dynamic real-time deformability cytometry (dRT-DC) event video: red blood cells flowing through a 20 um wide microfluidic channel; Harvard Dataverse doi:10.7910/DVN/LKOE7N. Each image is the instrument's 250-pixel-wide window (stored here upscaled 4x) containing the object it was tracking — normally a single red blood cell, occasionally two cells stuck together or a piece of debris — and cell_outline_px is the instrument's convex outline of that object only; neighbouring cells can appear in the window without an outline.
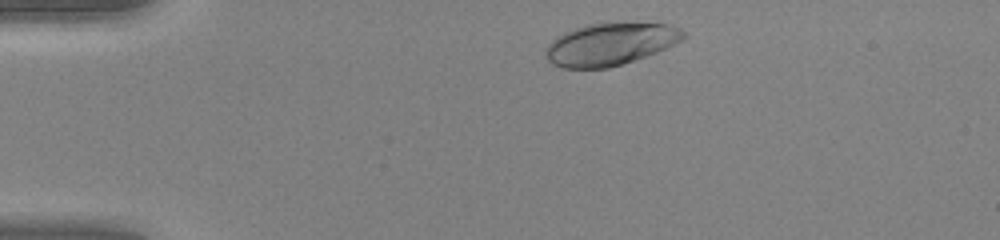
{"species": "human", "species_latin": "Homo sapiens", "temperature_condition": "warm", "stored_images_in_passage": 35, "camera_frame_rate_fps": 3000, "um_per_image_px": 0.085, "donor": {"sex": "female"}, "frame": {"image": 1, "passage_image": 2, "time_ms": 0.333, "image_size_px": [1000, 240], "cell_outline_px": [[688, 36], [656, 52], [608, 68], [564, 68], [552, 64], [544, 56], [544, 48], [556, 36], [564, 32], [588, 24], [608, 20], [668, 24], [680, 28]], "centroid_in_image_um": [51.83, 3.7], "position_along_channel_um": 33.2, "area_um2": 34.51}}
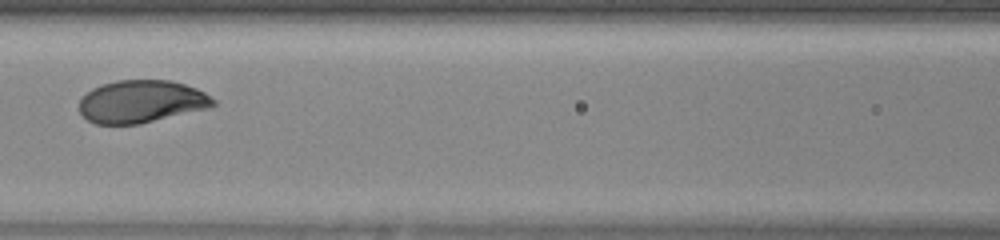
{"frame": {"image": 2, "passage_image": 15, "time_ms": 4.667, "image_size_px": [1000, 240], "cell_outline_px": [[216, 104], [208, 108], [140, 124], [96, 124], [88, 120], [80, 112], [80, 100], [92, 88], [100, 84], [116, 80], [168, 80], [184, 84], [196, 88], [204, 92], [216, 100]], "centroid_in_image_um": [12.02, 8.63], "position_along_channel_um": 154.6, "area_um2": 33.18}}
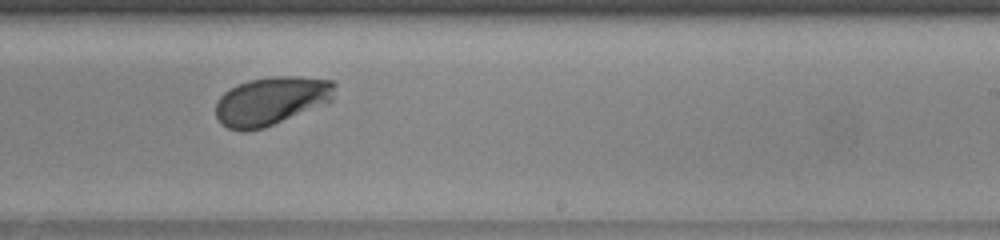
{"frame": {"image": 3, "passage_image": 23, "time_ms": 7.333, "image_size_px": [1000, 240], "cell_outline_px": [[336, 84], [332, 100], [328, 104], [264, 128], [248, 132], [240, 132], [228, 128], [220, 124], [216, 116], [216, 100], [224, 92], [248, 80], [272, 76], [296, 76], [332, 80]], "centroid_in_image_um": [23.06, 8.6], "position_along_channel_um": 265.9, "area_um2": 34.1}, "authors_computed_cell_mechanics": {"area_um2": 33.8708, "velocity_mm_per_s": 4.1904, "shape_relaxation_time_tau1_ms": 1.938, "shape_relaxation_time_tau2_ms": null, "deformation_change_tau1": 0.1549, "deformation_change_tau2": null}}